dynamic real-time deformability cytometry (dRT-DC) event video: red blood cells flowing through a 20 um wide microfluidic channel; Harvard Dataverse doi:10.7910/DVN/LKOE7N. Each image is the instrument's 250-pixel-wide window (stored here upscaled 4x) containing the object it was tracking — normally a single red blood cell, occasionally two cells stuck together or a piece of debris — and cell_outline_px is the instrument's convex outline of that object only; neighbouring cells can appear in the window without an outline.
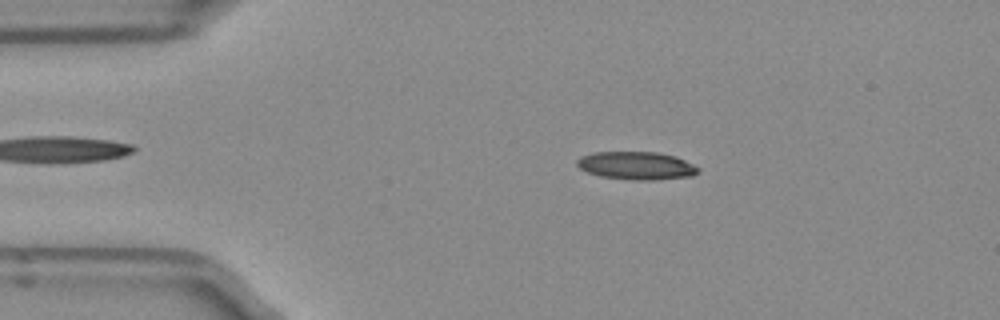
{"species": "Egyptian fruit bat (a non-hibernating species)", "species_latin": "Rousettus aegyptiacus", "temperature_condition": "room temperature", "stored_images_in_passage": 50, "camera_frame_rate_fps": 3000, "um_per_image_px": 0.085, "frame": {"image": 1, "passage_image": 9, "time_ms": 2.667, "image_size_px": [1000, 320], "cell_outline_px": [[700, 172], [692, 176], [656, 180], [632, 180], [600, 176], [588, 172], [580, 168], [576, 164], [576, 160], [580, 156], [596, 152], [656, 152], [676, 156], [700, 168]], "centroid_in_image_um": [54.11, 14.08], "position_along_channel_um": 30.9, "area_um2": 19.83}}
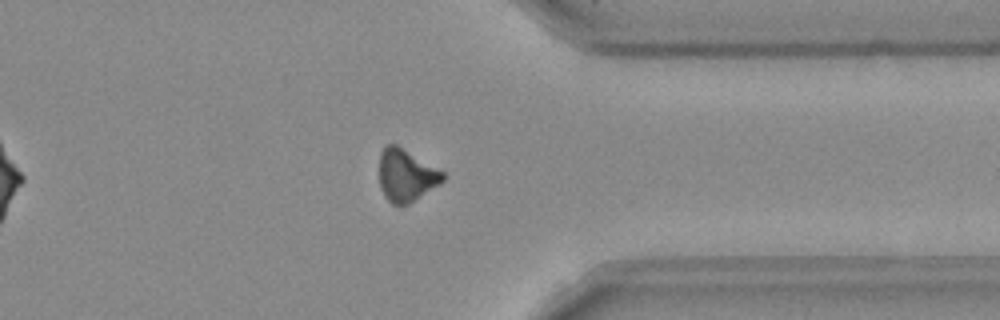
{"frame": {"image": 2, "passage_image": 39, "time_ms": 12.667, "image_size_px": [1000, 320], "cell_outline_px": [[444, 180], [440, 184], [408, 204], [392, 204], [384, 196], [380, 184], [380, 152], [388, 144], [396, 144], [444, 172]], "centroid_in_image_um": [34.52, 14.9], "position_along_channel_um": 376.9, "area_um2": 19.07}}
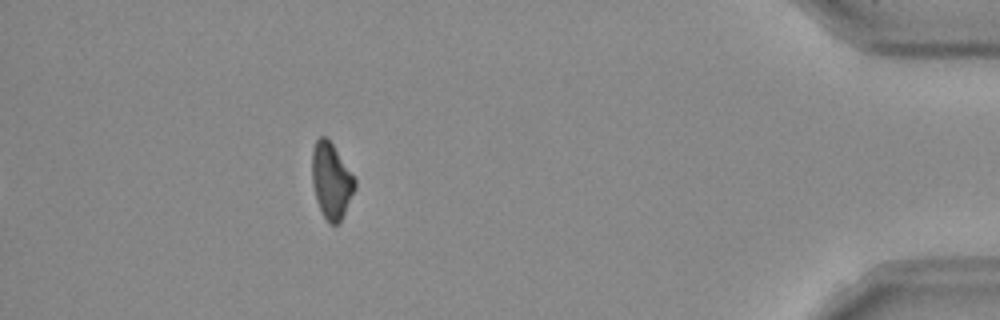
{"frame": {"image": 3, "passage_image": 45, "time_ms": 14.667, "image_size_px": [1000, 320], "cell_outline_px": [[356, 188], [340, 220], [336, 224], [328, 224], [316, 200], [312, 184], [312, 148], [316, 140], [320, 136], [324, 136], [332, 144], [356, 180]], "centroid_in_image_um": [28.14, 15.36], "position_along_channel_um": 407.1, "area_um2": 18.61}}